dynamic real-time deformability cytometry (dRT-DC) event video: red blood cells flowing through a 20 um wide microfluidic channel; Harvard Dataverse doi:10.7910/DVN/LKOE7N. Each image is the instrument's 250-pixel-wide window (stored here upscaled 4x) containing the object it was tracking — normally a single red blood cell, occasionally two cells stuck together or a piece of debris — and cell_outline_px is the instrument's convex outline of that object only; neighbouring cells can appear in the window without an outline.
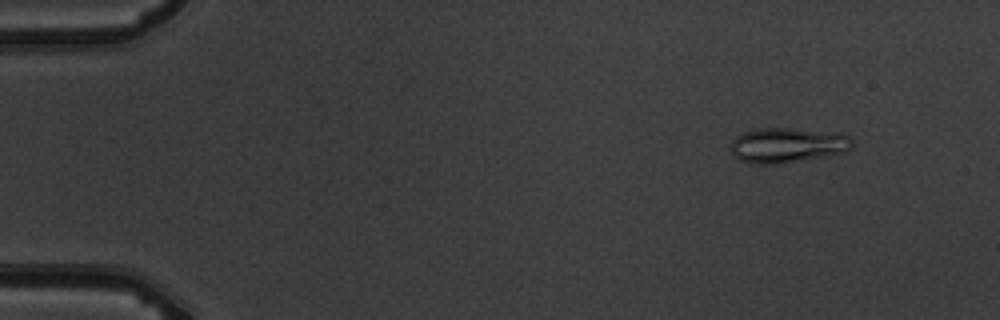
{"species": "common noctule bat (a hibernating species)", "species_latin": "Nyctalus noctula", "temperature_condition": "warm", "stored_images_in_passage": 5, "camera_frame_rate_fps": 3000, "um_per_image_px": 0.085, "animal": {"sex": "male", "body_mass_g": 19.5, "forearm_length_mm": 54.6}, "frame": {"image": 1, "passage_image": 2, "time_ms": 1.333, "image_size_px": [1000, 320], "cell_outline_px": [[852, 148], [844, 152], [824, 156], [776, 164], [748, 164], [740, 160], [732, 152], [732, 140], [736, 136], [744, 132], [756, 128], [788, 128], [840, 132], [848, 136], [852, 140]], "centroid_in_image_um": [66.93, 12.33], "position_along_channel_um": 18.1, "area_um2": 24.8}}
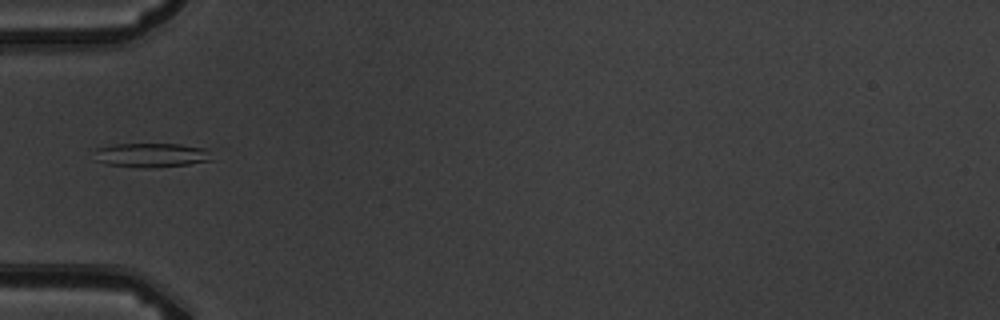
{"frame": {"image": 2, "passage_image": 5, "time_ms": 5.667, "image_size_px": [1000, 320], "cell_outline_px": [[212, 160], [188, 164], [156, 168], [144, 168], [108, 164], [96, 160], [96, 148], [112, 144], [180, 144], [204, 148]], "centroid_in_image_um": [12.84, 13.18], "position_along_channel_um": 72.2, "area_um2": 16.42}}